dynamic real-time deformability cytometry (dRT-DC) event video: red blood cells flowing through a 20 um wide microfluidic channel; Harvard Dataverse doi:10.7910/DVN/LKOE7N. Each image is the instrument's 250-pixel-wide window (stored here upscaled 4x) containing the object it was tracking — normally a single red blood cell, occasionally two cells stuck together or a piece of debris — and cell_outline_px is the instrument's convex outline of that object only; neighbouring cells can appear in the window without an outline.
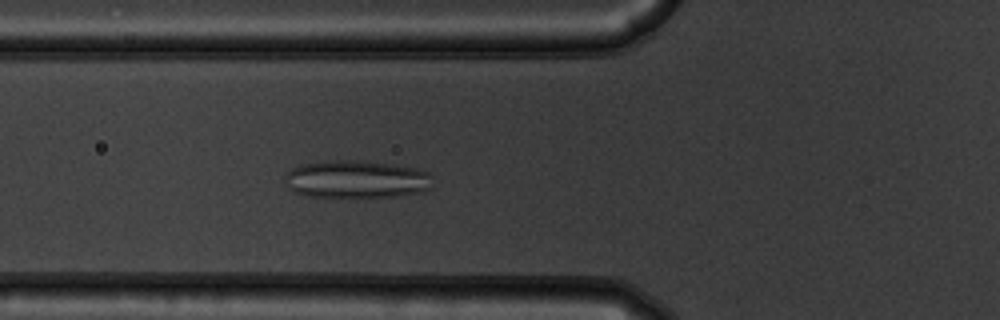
{"species": "common noctule bat (a hibernating species)", "species_latin": "Nyctalus noctula", "temperature_condition": "warm", "stored_images_in_passage": 52, "camera_frame_rate_fps": 3000, "um_per_image_px": 0.085, "animal": {"sex": "male", "body_mass_g": 19.5, "forearm_length_mm": 54.6}, "frame": {"image": 1, "passage_image": 18, "time_ms": 5.667, "image_size_px": [1000, 320], "cell_outline_px": [[432, 188], [420, 192], [396, 196], [364, 200], [308, 196], [296, 192], [288, 188], [284, 180], [284, 176], [292, 168], [300, 164], [328, 160], [356, 160], [392, 164], [416, 168], [428, 172]], "centroid_in_image_um": [30.26, 15.28], "position_along_channel_um": 95.5, "area_um2": 33.58}}
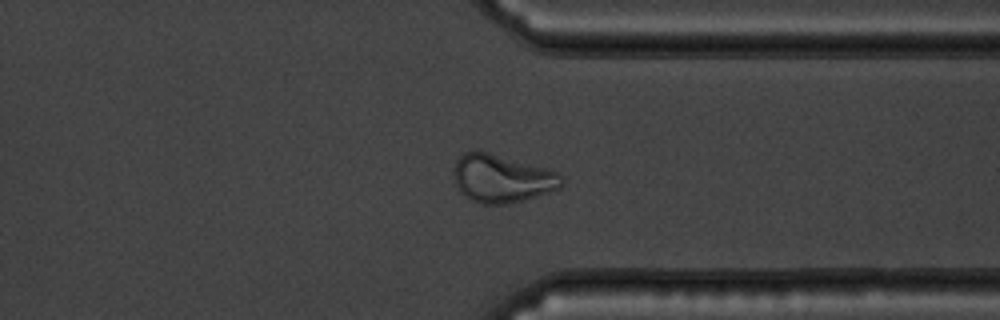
{"frame": {"image": 2, "passage_image": 40, "time_ms": 13.0, "image_size_px": [1000, 320], "cell_outline_px": [[564, 184], [560, 188], [524, 200], [508, 204], [480, 204], [468, 200], [460, 192], [456, 184], [452, 172], [456, 160], [464, 152], [476, 148], [480, 148], [560, 172], [564, 176]], "centroid_in_image_um": [42.65, 15.14], "position_along_channel_um": 368.8, "area_um2": 31.27}}
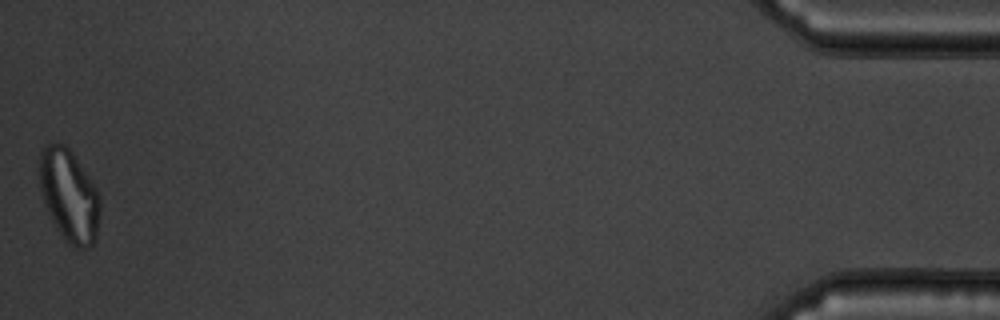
{"frame": {"image": 3, "passage_image": 52, "time_ms": 17.0, "image_size_px": [1000, 320], "cell_outline_px": [[100, 212], [96, 240], [88, 248], [76, 248], [68, 244], [64, 240], [56, 228], [44, 204], [36, 172], [40, 152], [48, 144], [64, 144], [72, 152], [96, 188], [100, 200]], "centroid_in_image_um": [5.85, 16.64], "position_along_channel_um": 429.4, "area_um2": 32.95}}